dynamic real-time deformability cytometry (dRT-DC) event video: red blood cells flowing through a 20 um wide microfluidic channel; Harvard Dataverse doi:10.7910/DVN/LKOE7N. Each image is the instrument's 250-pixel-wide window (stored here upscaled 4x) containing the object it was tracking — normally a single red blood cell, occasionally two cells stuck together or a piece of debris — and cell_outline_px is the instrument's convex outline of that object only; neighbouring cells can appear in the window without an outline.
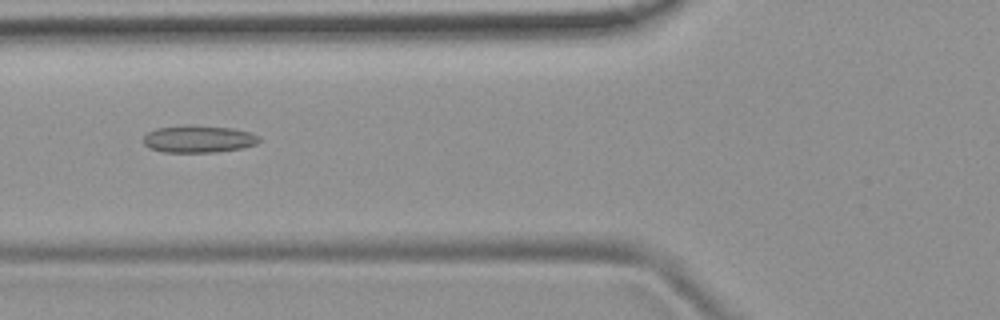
{"species": "common noctule bat (a hibernating species)", "species_latin": "Nyctalus noctula", "temperature_condition": "room temperature", "stored_images_in_passage": 6, "camera_frame_rate_fps": 3000, "um_per_image_px": 0.085, "animal": {"sex": "female", "body_mass_g": 19.9}, "frame": {"image": 1, "passage_image": 4, "time_ms": 5.0, "image_size_px": [1000, 320], "cell_outline_px": [[260, 140], [256, 144], [240, 148], [216, 152], [164, 152], [148, 148], [144, 144], [144, 136], [148, 132], [156, 128], [184, 124], [192, 124], [232, 128], [248, 132], [260, 136]], "centroid_in_image_um": [16.84, 11.8], "position_along_channel_um": 109.0, "area_um2": 18.55}}
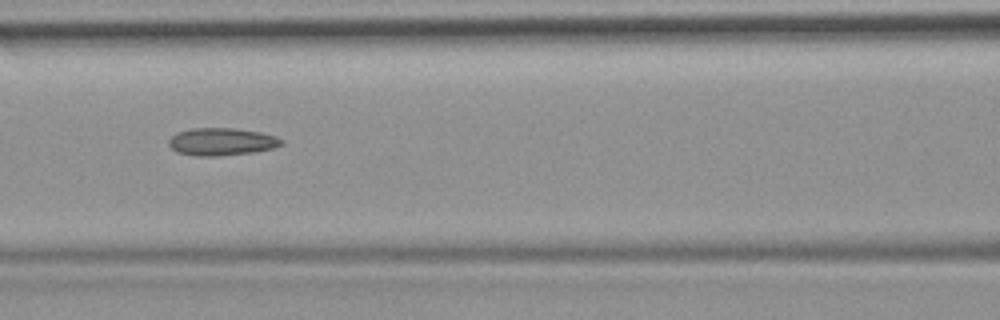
{"frame": {"image": 2, "passage_image": 5, "time_ms": 6.0, "image_size_px": [1000, 320], "cell_outline_px": [[284, 144], [272, 148], [252, 152], [220, 156], [196, 156], [176, 152], [168, 144], [168, 140], [172, 136], [180, 132], [192, 128], [232, 128], [260, 132], [276, 136], [284, 140]], "centroid_in_image_um": [18.85, 12.05], "position_along_channel_um": 147.8, "area_um2": 18.03}}
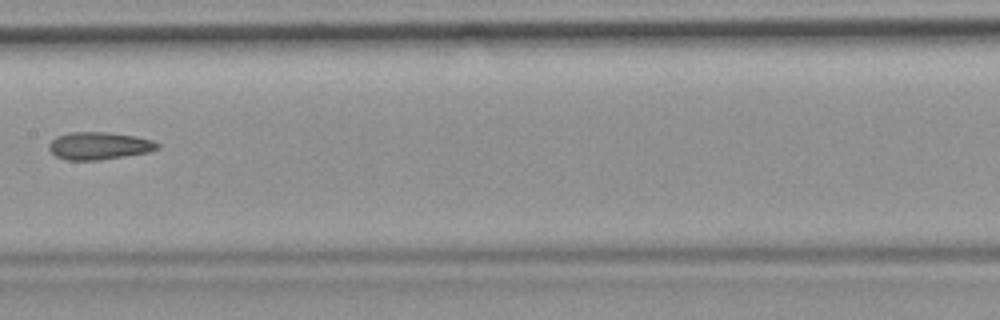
{"frame": {"image": 3, "passage_image": 6, "time_ms": 7.333, "image_size_px": [1000, 320], "cell_outline_px": [[160, 148], [148, 152], [100, 160], [64, 160], [56, 156], [48, 148], [48, 144], [56, 136], [72, 132], [108, 132], [136, 136], [152, 140], [160, 144]], "centroid_in_image_um": [8.42, 12.39], "position_along_channel_um": 199.0, "area_um2": 17.46}}